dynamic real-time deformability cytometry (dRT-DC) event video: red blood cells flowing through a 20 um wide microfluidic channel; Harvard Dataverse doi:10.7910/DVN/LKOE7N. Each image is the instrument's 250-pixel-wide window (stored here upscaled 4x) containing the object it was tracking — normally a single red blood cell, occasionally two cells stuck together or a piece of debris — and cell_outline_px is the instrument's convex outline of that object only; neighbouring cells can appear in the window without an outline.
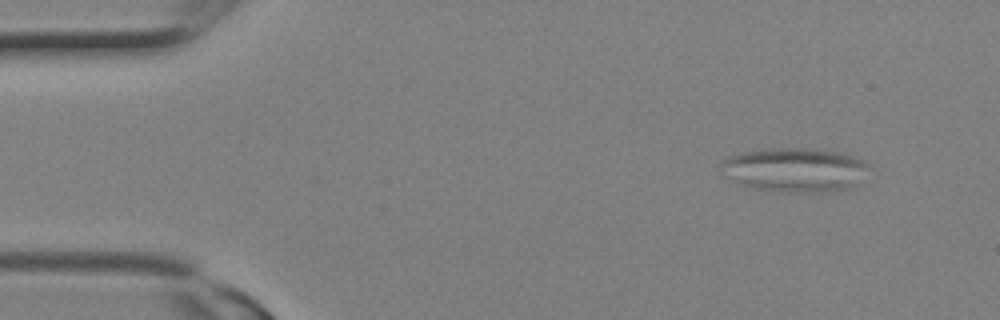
{"species": "Egyptian fruit bat (a non-hibernating species)", "species_latin": "Rousettus aegyptiacus", "temperature_condition": "room temperature", "stored_images_in_passage": 2, "camera_frame_rate_fps": 3000, "um_per_image_px": 0.085, "animal": {"sex": "female"}, "frame": {"image": 1, "passage_image": 1, "time_ms": 0.0, "image_size_px": [1000, 320], "cell_outline_px": [[868, 168], [848, 188], [828, 192], [784, 192], [752, 188], [732, 180], [724, 176], [720, 172], [720, 164], [728, 156], [744, 152], [764, 148], [816, 148], [836, 152], [852, 156], [864, 160], [868, 164]], "centroid_in_image_um": [67.47, 14.42], "position_along_channel_um": 17.5, "area_um2": 37.86}}